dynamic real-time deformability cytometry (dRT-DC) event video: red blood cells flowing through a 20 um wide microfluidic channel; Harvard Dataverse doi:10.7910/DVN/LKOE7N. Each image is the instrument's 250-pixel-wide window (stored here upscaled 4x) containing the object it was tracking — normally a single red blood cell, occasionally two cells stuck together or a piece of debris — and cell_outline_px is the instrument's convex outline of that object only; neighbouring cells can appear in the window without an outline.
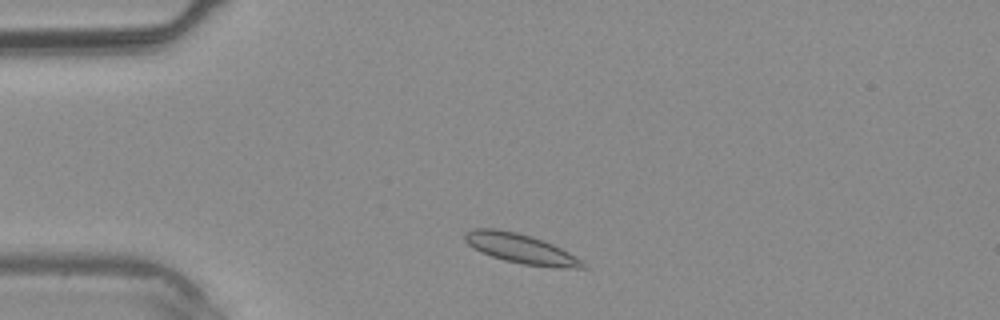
{"species": "common noctule bat (a hibernating species)", "species_latin": "Nyctalus noctula", "temperature_condition": "warm", "stored_images_in_passage": 32, "camera_frame_rate_fps": 3000, "um_per_image_px": 0.085, "animal": {"sex": "male", "body_mass_g": 20.4}, "frame": {"image": 1, "passage_image": 3, "time_ms": 0.667, "image_size_px": [1000, 320], "cell_outline_px": [[588, 268], [556, 268], [524, 264], [504, 260], [480, 252], [472, 248], [464, 240], [464, 236], [472, 228], [496, 228], [516, 232], [532, 236], [552, 244], [576, 256]], "centroid_in_image_um": [44.24, 21.13], "position_along_channel_um": 40.8, "area_um2": 20.29}}
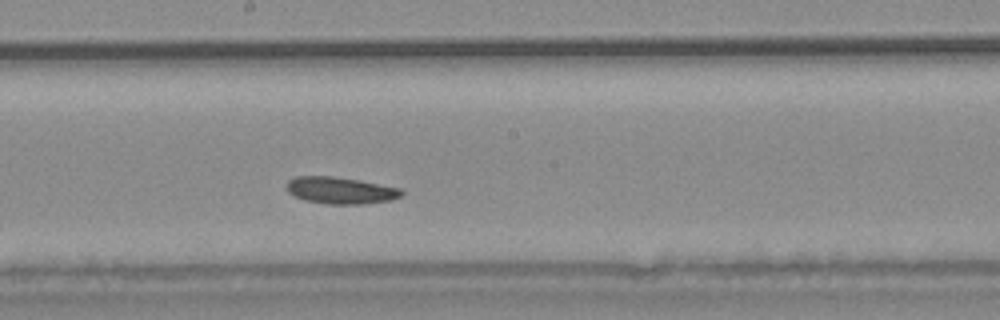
{"frame": {"image": 2, "passage_image": 15, "time_ms": 4.667, "image_size_px": [1000, 320], "cell_outline_px": [[404, 192], [400, 196], [392, 200], [360, 204], [328, 204], [304, 200], [288, 192], [288, 180], [296, 176], [332, 176], [356, 180], [400, 188]], "centroid_in_image_um": [28.94, 16.19], "position_along_channel_um": 219.3, "area_um2": 17.69}}
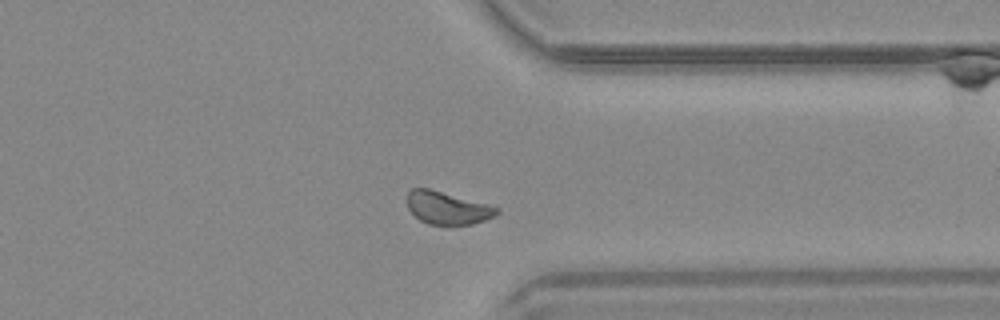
{"frame": {"image": 3, "passage_image": 24, "time_ms": 7.667, "image_size_px": [1000, 320], "cell_outline_px": [[500, 212], [496, 216], [472, 224], [428, 224], [420, 220], [408, 208], [404, 200], [408, 192], [412, 188], [428, 188], [488, 204], [500, 208]], "centroid_in_image_um": [38.01, 17.66], "position_along_channel_um": 373.4, "area_um2": 17.11}}